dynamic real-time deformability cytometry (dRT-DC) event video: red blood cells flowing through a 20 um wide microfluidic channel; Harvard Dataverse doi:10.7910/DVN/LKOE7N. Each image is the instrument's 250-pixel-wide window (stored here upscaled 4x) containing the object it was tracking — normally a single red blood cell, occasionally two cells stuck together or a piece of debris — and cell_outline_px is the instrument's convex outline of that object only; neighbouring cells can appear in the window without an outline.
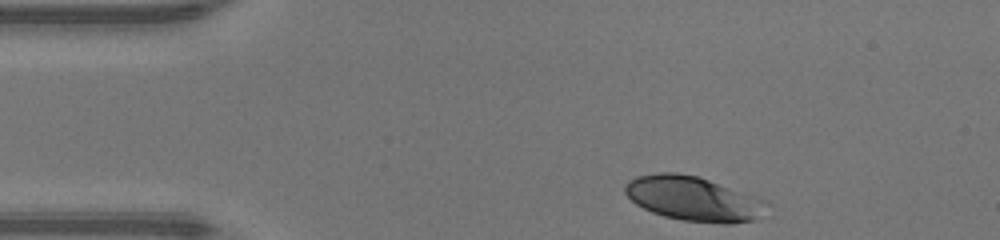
{"species": "human", "species_latin": "Homo sapiens", "temperature_condition": "warm", "stored_images_in_passage": 32, "camera_frame_rate_fps": 3000, "um_per_image_px": 0.085, "donor": {"sex": "male"}, "frame": {"image": 1, "passage_image": 1, "time_ms": 0.0, "image_size_px": [1000, 240], "cell_outline_px": [[772, 204], [752, 220], [732, 224], [720, 224], [684, 220], [664, 216], [652, 212], [636, 204], [624, 192], [624, 184], [628, 180], [636, 176], [660, 172], [676, 172], [696, 176], [768, 200]], "centroid_in_image_um": [58.94, 16.88], "position_along_channel_um": 26.1, "area_um2": 36.76}}
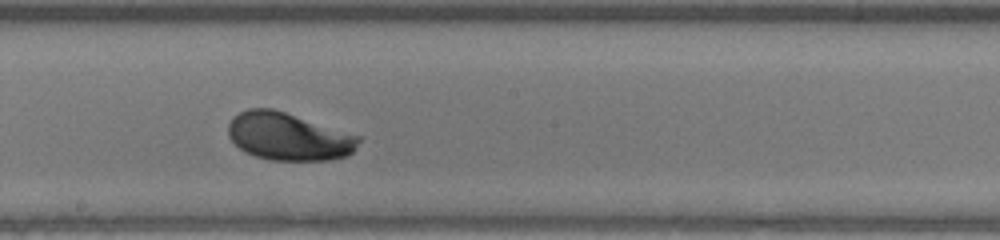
{"frame": {"image": 2, "passage_image": 19, "time_ms": 6.0, "image_size_px": [1000, 240], "cell_outline_px": [[364, 136], [352, 152], [348, 156], [332, 160], [272, 160], [256, 156], [244, 152], [228, 136], [228, 124], [232, 116], [248, 108], [272, 108]], "centroid_in_image_um": [24.56, 11.6], "position_along_channel_um": 223.6, "area_um2": 36.59}}
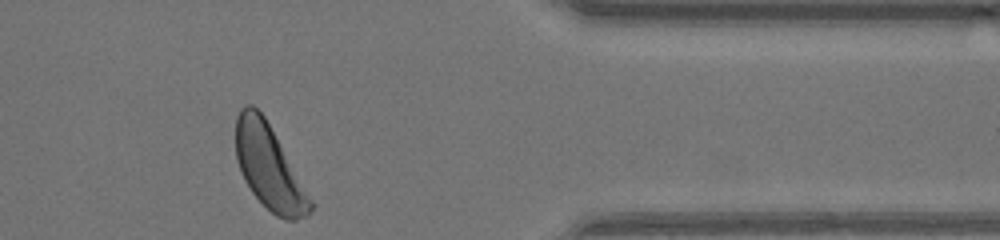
{"frame": {"image": 3, "passage_image": 32, "time_ms": 10.333, "image_size_px": [1000, 240], "cell_outline_px": [[316, 204], [308, 216], [296, 220], [284, 220], [276, 216], [252, 192], [244, 180], [236, 160], [236, 116], [240, 108], [244, 104], [252, 104], [264, 116]], "centroid_in_image_um": [22.9, 14.23], "position_along_channel_um": 388.5, "area_um2": 36.7}, "authors_computed_cell_mechanics": {"area_um2": 36.2984, "velocity_mm_per_s": 4.3653, "shape_relaxation_time_tau1_ms": 2.3057, "shape_relaxation_time_tau2_ms": null, "deformation_change_tau1": 0.1324, "deformation_change_tau2": null}}